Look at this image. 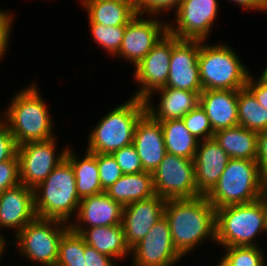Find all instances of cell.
Returning <instances> with one entry per match:
<instances>
[{
    "label": "cell",
    "mask_w": 267,
    "mask_h": 266,
    "mask_svg": "<svg viewBox=\"0 0 267 266\" xmlns=\"http://www.w3.org/2000/svg\"><path fill=\"white\" fill-rule=\"evenodd\" d=\"M214 140L230 158L257 159L258 133L237 125L214 133Z\"/></svg>",
    "instance_id": "27"
},
{
    "label": "cell",
    "mask_w": 267,
    "mask_h": 266,
    "mask_svg": "<svg viewBox=\"0 0 267 266\" xmlns=\"http://www.w3.org/2000/svg\"><path fill=\"white\" fill-rule=\"evenodd\" d=\"M265 67L262 69L263 71L262 72H259V77L267 83V64L264 65Z\"/></svg>",
    "instance_id": "46"
},
{
    "label": "cell",
    "mask_w": 267,
    "mask_h": 266,
    "mask_svg": "<svg viewBox=\"0 0 267 266\" xmlns=\"http://www.w3.org/2000/svg\"><path fill=\"white\" fill-rule=\"evenodd\" d=\"M265 235L267 203L263 197L216 209V246H262L259 240Z\"/></svg>",
    "instance_id": "3"
},
{
    "label": "cell",
    "mask_w": 267,
    "mask_h": 266,
    "mask_svg": "<svg viewBox=\"0 0 267 266\" xmlns=\"http://www.w3.org/2000/svg\"><path fill=\"white\" fill-rule=\"evenodd\" d=\"M88 23L104 26L127 25L137 15L134 0H79Z\"/></svg>",
    "instance_id": "23"
},
{
    "label": "cell",
    "mask_w": 267,
    "mask_h": 266,
    "mask_svg": "<svg viewBox=\"0 0 267 266\" xmlns=\"http://www.w3.org/2000/svg\"><path fill=\"white\" fill-rule=\"evenodd\" d=\"M260 246H230L221 254L232 266H267V252ZM266 254V255H265Z\"/></svg>",
    "instance_id": "32"
},
{
    "label": "cell",
    "mask_w": 267,
    "mask_h": 266,
    "mask_svg": "<svg viewBox=\"0 0 267 266\" xmlns=\"http://www.w3.org/2000/svg\"><path fill=\"white\" fill-rule=\"evenodd\" d=\"M84 250V238L69 228L59 242L55 266H85Z\"/></svg>",
    "instance_id": "30"
},
{
    "label": "cell",
    "mask_w": 267,
    "mask_h": 266,
    "mask_svg": "<svg viewBox=\"0 0 267 266\" xmlns=\"http://www.w3.org/2000/svg\"><path fill=\"white\" fill-rule=\"evenodd\" d=\"M18 144L7 125L0 119V162L18 158Z\"/></svg>",
    "instance_id": "39"
},
{
    "label": "cell",
    "mask_w": 267,
    "mask_h": 266,
    "mask_svg": "<svg viewBox=\"0 0 267 266\" xmlns=\"http://www.w3.org/2000/svg\"><path fill=\"white\" fill-rule=\"evenodd\" d=\"M122 215L123 206L103 192L82 198L69 226L80 234L85 228L122 224Z\"/></svg>",
    "instance_id": "18"
},
{
    "label": "cell",
    "mask_w": 267,
    "mask_h": 266,
    "mask_svg": "<svg viewBox=\"0 0 267 266\" xmlns=\"http://www.w3.org/2000/svg\"><path fill=\"white\" fill-rule=\"evenodd\" d=\"M238 121L240 126L257 133L267 129V110L246 87L238 90Z\"/></svg>",
    "instance_id": "29"
},
{
    "label": "cell",
    "mask_w": 267,
    "mask_h": 266,
    "mask_svg": "<svg viewBox=\"0 0 267 266\" xmlns=\"http://www.w3.org/2000/svg\"><path fill=\"white\" fill-rule=\"evenodd\" d=\"M200 94L164 86L146 97V112L156 121L182 119L200 104Z\"/></svg>",
    "instance_id": "19"
},
{
    "label": "cell",
    "mask_w": 267,
    "mask_h": 266,
    "mask_svg": "<svg viewBox=\"0 0 267 266\" xmlns=\"http://www.w3.org/2000/svg\"><path fill=\"white\" fill-rule=\"evenodd\" d=\"M73 150L74 146H69L65 158L74 170L78 196L82 199L105 192L100 184L96 153L85 150L84 154L80 156V152L78 154Z\"/></svg>",
    "instance_id": "25"
},
{
    "label": "cell",
    "mask_w": 267,
    "mask_h": 266,
    "mask_svg": "<svg viewBox=\"0 0 267 266\" xmlns=\"http://www.w3.org/2000/svg\"><path fill=\"white\" fill-rule=\"evenodd\" d=\"M105 193L122 206L151 198L156 195L153 174L149 171L123 174L116 183L105 190Z\"/></svg>",
    "instance_id": "26"
},
{
    "label": "cell",
    "mask_w": 267,
    "mask_h": 266,
    "mask_svg": "<svg viewBox=\"0 0 267 266\" xmlns=\"http://www.w3.org/2000/svg\"><path fill=\"white\" fill-rule=\"evenodd\" d=\"M263 192H267V173L265 174V187Z\"/></svg>",
    "instance_id": "47"
},
{
    "label": "cell",
    "mask_w": 267,
    "mask_h": 266,
    "mask_svg": "<svg viewBox=\"0 0 267 266\" xmlns=\"http://www.w3.org/2000/svg\"><path fill=\"white\" fill-rule=\"evenodd\" d=\"M264 187L265 175L257 161L230 158L206 198L215 209H219L256 201L263 196Z\"/></svg>",
    "instance_id": "7"
},
{
    "label": "cell",
    "mask_w": 267,
    "mask_h": 266,
    "mask_svg": "<svg viewBox=\"0 0 267 266\" xmlns=\"http://www.w3.org/2000/svg\"><path fill=\"white\" fill-rule=\"evenodd\" d=\"M183 258L173 244L168 220L163 216L147 235L130 249L129 262L131 266H176Z\"/></svg>",
    "instance_id": "13"
},
{
    "label": "cell",
    "mask_w": 267,
    "mask_h": 266,
    "mask_svg": "<svg viewBox=\"0 0 267 266\" xmlns=\"http://www.w3.org/2000/svg\"><path fill=\"white\" fill-rule=\"evenodd\" d=\"M159 122L163 130L166 152L194 160L199 140L188 131L183 120Z\"/></svg>",
    "instance_id": "28"
},
{
    "label": "cell",
    "mask_w": 267,
    "mask_h": 266,
    "mask_svg": "<svg viewBox=\"0 0 267 266\" xmlns=\"http://www.w3.org/2000/svg\"><path fill=\"white\" fill-rule=\"evenodd\" d=\"M200 40H180L172 35V54L165 87L202 92L198 56Z\"/></svg>",
    "instance_id": "15"
},
{
    "label": "cell",
    "mask_w": 267,
    "mask_h": 266,
    "mask_svg": "<svg viewBox=\"0 0 267 266\" xmlns=\"http://www.w3.org/2000/svg\"><path fill=\"white\" fill-rule=\"evenodd\" d=\"M166 201L155 195L123 206L122 226L125 242L130 249L164 216Z\"/></svg>",
    "instance_id": "16"
},
{
    "label": "cell",
    "mask_w": 267,
    "mask_h": 266,
    "mask_svg": "<svg viewBox=\"0 0 267 266\" xmlns=\"http://www.w3.org/2000/svg\"><path fill=\"white\" fill-rule=\"evenodd\" d=\"M217 264H215V266H232L222 255L220 256V258L216 259Z\"/></svg>",
    "instance_id": "45"
},
{
    "label": "cell",
    "mask_w": 267,
    "mask_h": 266,
    "mask_svg": "<svg viewBox=\"0 0 267 266\" xmlns=\"http://www.w3.org/2000/svg\"><path fill=\"white\" fill-rule=\"evenodd\" d=\"M13 18H15V11H10V9L3 10L0 8V61L5 58L10 49L9 44L11 43V33L14 27L13 22L16 21Z\"/></svg>",
    "instance_id": "37"
},
{
    "label": "cell",
    "mask_w": 267,
    "mask_h": 266,
    "mask_svg": "<svg viewBox=\"0 0 267 266\" xmlns=\"http://www.w3.org/2000/svg\"><path fill=\"white\" fill-rule=\"evenodd\" d=\"M33 191L37 217L67 224L76 217L81 198L76 190L74 170L66 158Z\"/></svg>",
    "instance_id": "6"
},
{
    "label": "cell",
    "mask_w": 267,
    "mask_h": 266,
    "mask_svg": "<svg viewBox=\"0 0 267 266\" xmlns=\"http://www.w3.org/2000/svg\"><path fill=\"white\" fill-rule=\"evenodd\" d=\"M230 3L235 4V7L242 8L245 12L248 13L251 11H257V13H266L267 14V0H227Z\"/></svg>",
    "instance_id": "43"
},
{
    "label": "cell",
    "mask_w": 267,
    "mask_h": 266,
    "mask_svg": "<svg viewBox=\"0 0 267 266\" xmlns=\"http://www.w3.org/2000/svg\"><path fill=\"white\" fill-rule=\"evenodd\" d=\"M172 54V35L168 32L133 68L132 81L138 86L133 97L145 100L154 90L166 86Z\"/></svg>",
    "instance_id": "14"
},
{
    "label": "cell",
    "mask_w": 267,
    "mask_h": 266,
    "mask_svg": "<svg viewBox=\"0 0 267 266\" xmlns=\"http://www.w3.org/2000/svg\"><path fill=\"white\" fill-rule=\"evenodd\" d=\"M200 106L214 132L239 125L238 90H203Z\"/></svg>",
    "instance_id": "22"
},
{
    "label": "cell",
    "mask_w": 267,
    "mask_h": 266,
    "mask_svg": "<svg viewBox=\"0 0 267 266\" xmlns=\"http://www.w3.org/2000/svg\"><path fill=\"white\" fill-rule=\"evenodd\" d=\"M164 18L140 14L133 17L126 25L122 44L115 58L128 61L131 67H135L168 33L169 18L163 20Z\"/></svg>",
    "instance_id": "12"
},
{
    "label": "cell",
    "mask_w": 267,
    "mask_h": 266,
    "mask_svg": "<svg viewBox=\"0 0 267 266\" xmlns=\"http://www.w3.org/2000/svg\"><path fill=\"white\" fill-rule=\"evenodd\" d=\"M132 144L141 159L144 171L151 173L156 170L167 153L161 124L147 112L136 125Z\"/></svg>",
    "instance_id": "21"
},
{
    "label": "cell",
    "mask_w": 267,
    "mask_h": 266,
    "mask_svg": "<svg viewBox=\"0 0 267 266\" xmlns=\"http://www.w3.org/2000/svg\"><path fill=\"white\" fill-rule=\"evenodd\" d=\"M85 266H120L115 259L99 253L95 248L85 243Z\"/></svg>",
    "instance_id": "40"
},
{
    "label": "cell",
    "mask_w": 267,
    "mask_h": 266,
    "mask_svg": "<svg viewBox=\"0 0 267 266\" xmlns=\"http://www.w3.org/2000/svg\"><path fill=\"white\" fill-rule=\"evenodd\" d=\"M263 174L267 173V129L258 133L257 159Z\"/></svg>",
    "instance_id": "42"
},
{
    "label": "cell",
    "mask_w": 267,
    "mask_h": 266,
    "mask_svg": "<svg viewBox=\"0 0 267 266\" xmlns=\"http://www.w3.org/2000/svg\"><path fill=\"white\" fill-rule=\"evenodd\" d=\"M146 113L143 99L130 96L126 101L103 115L92 125L87 135L86 150L92 153L112 154L132 144L136 125Z\"/></svg>",
    "instance_id": "4"
},
{
    "label": "cell",
    "mask_w": 267,
    "mask_h": 266,
    "mask_svg": "<svg viewBox=\"0 0 267 266\" xmlns=\"http://www.w3.org/2000/svg\"><path fill=\"white\" fill-rule=\"evenodd\" d=\"M188 131L199 141L213 138L214 131L200 104L182 118Z\"/></svg>",
    "instance_id": "33"
},
{
    "label": "cell",
    "mask_w": 267,
    "mask_h": 266,
    "mask_svg": "<svg viewBox=\"0 0 267 266\" xmlns=\"http://www.w3.org/2000/svg\"><path fill=\"white\" fill-rule=\"evenodd\" d=\"M91 33V37L95 44L98 45L104 54L114 58L120 50L124 33L126 30V25L119 26H104L99 23H89L88 25Z\"/></svg>",
    "instance_id": "31"
},
{
    "label": "cell",
    "mask_w": 267,
    "mask_h": 266,
    "mask_svg": "<svg viewBox=\"0 0 267 266\" xmlns=\"http://www.w3.org/2000/svg\"><path fill=\"white\" fill-rule=\"evenodd\" d=\"M218 0H183L168 21V32L180 40L207 41L219 18Z\"/></svg>",
    "instance_id": "11"
},
{
    "label": "cell",
    "mask_w": 267,
    "mask_h": 266,
    "mask_svg": "<svg viewBox=\"0 0 267 266\" xmlns=\"http://www.w3.org/2000/svg\"><path fill=\"white\" fill-rule=\"evenodd\" d=\"M58 143L56 136L46 141L28 142L18 146L21 184L34 189L65 159L69 143L60 149L58 145L61 144Z\"/></svg>",
    "instance_id": "9"
},
{
    "label": "cell",
    "mask_w": 267,
    "mask_h": 266,
    "mask_svg": "<svg viewBox=\"0 0 267 266\" xmlns=\"http://www.w3.org/2000/svg\"><path fill=\"white\" fill-rule=\"evenodd\" d=\"M96 161L99 170L100 184L105 191L116 183L123 173L112 154L96 153Z\"/></svg>",
    "instance_id": "34"
},
{
    "label": "cell",
    "mask_w": 267,
    "mask_h": 266,
    "mask_svg": "<svg viewBox=\"0 0 267 266\" xmlns=\"http://www.w3.org/2000/svg\"><path fill=\"white\" fill-rule=\"evenodd\" d=\"M155 194L163 199H192L197 191L194 160L166 153L152 173Z\"/></svg>",
    "instance_id": "10"
},
{
    "label": "cell",
    "mask_w": 267,
    "mask_h": 266,
    "mask_svg": "<svg viewBox=\"0 0 267 266\" xmlns=\"http://www.w3.org/2000/svg\"><path fill=\"white\" fill-rule=\"evenodd\" d=\"M20 183L18 158L0 162V195Z\"/></svg>",
    "instance_id": "38"
},
{
    "label": "cell",
    "mask_w": 267,
    "mask_h": 266,
    "mask_svg": "<svg viewBox=\"0 0 267 266\" xmlns=\"http://www.w3.org/2000/svg\"><path fill=\"white\" fill-rule=\"evenodd\" d=\"M172 241L185 258L200 246L216 244V209L206 196L192 199H168L164 206Z\"/></svg>",
    "instance_id": "1"
},
{
    "label": "cell",
    "mask_w": 267,
    "mask_h": 266,
    "mask_svg": "<svg viewBox=\"0 0 267 266\" xmlns=\"http://www.w3.org/2000/svg\"><path fill=\"white\" fill-rule=\"evenodd\" d=\"M6 235L7 234H5V233L3 234L0 232V262H2L3 259H5L4 255L6 253V250L8 251L7 247H11V245H10L11 240H8ZM8 242H9V244H8ZM0 266H5V265L4 264L2 265V263H0Z\"/></svg>",
    "instance_id": "44"
},
{
    "label": "cell",
    "mask_w": 267,
    "mask_h": 266,
    "mask_svg": "<svg viewBox=\"0 0 267 266\" xmlns=\"http://www.w3.org/2000/svg\"><path fill=\"white\" fill-rule=\"evenodd\" d=\"M37 217L34 191L23 184L6 189L0 195V232L12 230L15 237ZM7 229V230H6Z\"/></svg>",
    "instance_id": "17"
},
{
    "label": "cell",
    "mask_w": 267,
    "mask_h": 266,
    "mask_svg": "<svg viewBox=\"0 0 267 266\" xmlns=\"http://www.w3.org/2000/svg\"><path fill=\"white\" fill-rule=\"evenodd\" d=\"M69 228L65 222L36 217L14 237L10 245L17 247V252L23 259L26 258L28 264L55 266L59 242Z\"/></svg>",
    "instance_id": "8"
},
{
    "label": "cell",
    "mask_w": 267,
    "mask_h": 266,
    "mask_svg": "<svg viewBox=\"0 0 267 266\" xmlns=\"http://www.w3.org/2000/svg\"><path fill=\"white\" fill-rule=\"evenodd\" d=\"M222 42L200 41L198 64L203 90H240L252 73L235 48Z\"/></svg>",
    "instance_id": "5"
},
{
    "label": "cell",
    "mask_w": 267,
    "mask_h": 266,
    "mask_svg": "<svg viewBox=\"0 0 267 266\" xmlns=\"http://www.w3.org/2000/svg\"><path fill=\"white\" fill-rule=\"evenodd\" d=\"M12 94L10 103L1 110V120L7 125L18 146L56 137L55 117L40 93L38 81H31Z\"/></svg>",
    "instance_id": "2"
},
{
    "label": "cell",
    "mask_w": 267,
    "mask_h": 266,
    "mask_svg": "<svg viewBox=\"0 0 267 266\" xmlns=\"http://www.w3.org/2000/svg\"><path fill=\"white\" fill-rule=\"evenodd\" d=\"M123 174H135L144 172L141 159L133 144L122 147L112 153Z\"/></svg>",
    "instance_id": "36"
},
{
    "label": "cell",
    "mask_w": 267,
    "mask_h": 266,
    "mask_svg": "<svg viewBox=\"0 0 267 266\" xmlns=\"http://www.w3.org/2000/svg\"><path fill=\"white\" fill-rule=\"evenodd\" d=\"M252 72L246 84V88L254 95L260 105L267 110V83Z\"/></svg>",
    "instance_id": "41"
},
{
    "label": "cell",
    "mask_w": 267,
    "mask_h": 266,
    "mask_svg": "<svg viewBox=\"0 0 267 266\" xmlns=\"http://www.w3.org/2000/svg\"><path fill=\"white\" fill-rule=\"evenodd\" d=\"M137 14L166 17L174 13L183 0H134ZM164 15V16H163Z\"/></svg>",
    "instance_id": "35"
},
{
    "label": "cell",
    "mask_w": 267,
    "mask_h": 266,
    "mask_svg": "<svg viewBox=\"0 0 267 266\" xmlns=\"http://www.w3.org/2000/svg\"><path fill=\"white\" fill-rule=\"evenodd\" d=\"M230 157L214 138L199 141L195 157V181L197 191L206 196L218 182Z\"/></svg>",
    "instance_id": "20"
},
{
    "label": "cell",
    "mask_w": 267,
    "mask_h": 266,
    "mask_svg": "<svg viewBox=\"0 0 267 266\" xmlns=\"http://www.w3.org/2000/svg\"><path fill=\"white\" fill-rule=\"evenodd\" d=\"M80 235L85 243L116 261H126L130 257V248L124 238L122 224L85 228Z\"/></svg>",
    "instance_id": "24"
},
{
    "label": "cell",
    "mask_w": 267,
    "mask_h": 266,
    "mask_svg": "<svg viewBox=\"0 0 267 266\" xmlns=\"http://www.w3.org/2000/svg\"><path fill=\"white\" fill-rule=\"evenodd\" d=\"M263 198H264V200L266 201V203H267V192H263V196H262Z\"/></svg>",
    "instance_id": "48"
}]
</instances>
